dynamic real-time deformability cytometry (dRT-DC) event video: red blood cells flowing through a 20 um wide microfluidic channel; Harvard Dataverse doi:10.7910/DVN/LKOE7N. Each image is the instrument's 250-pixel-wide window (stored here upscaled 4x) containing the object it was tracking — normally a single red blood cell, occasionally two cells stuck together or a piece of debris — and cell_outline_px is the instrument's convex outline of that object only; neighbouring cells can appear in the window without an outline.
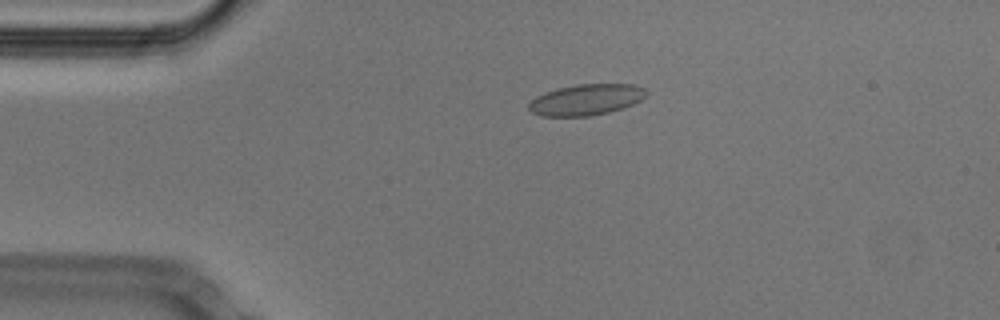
{"species": "Egyptian fruit bat (a non-hibernating species)", "species_latin": "Rousettus aegyptiacus", "temperature_condition": "cold", "stored_images_in_passage": 53, "camera_frame_rate_fps": 3000, "um_per_image_px": 0.085, "animal": {"sex": "male"}, "frame": {"image": 1, "passage_image": 11, "time_ms": 3.333, "image_size_px": [1000, 320], "cell_outline_px": [[648, 92], [640, 100], [624, 108], [608, 112], [588, 116], [540, 116], [532, 112], [528, 108], [528, 104], [536, 96], [544, 92], [576, 84], [636, 84], [644, 88]], "centroid_in_image_um": [49.82, 8.47], "position_along_channel_um": 35.2, "area_um2": 21.21}}
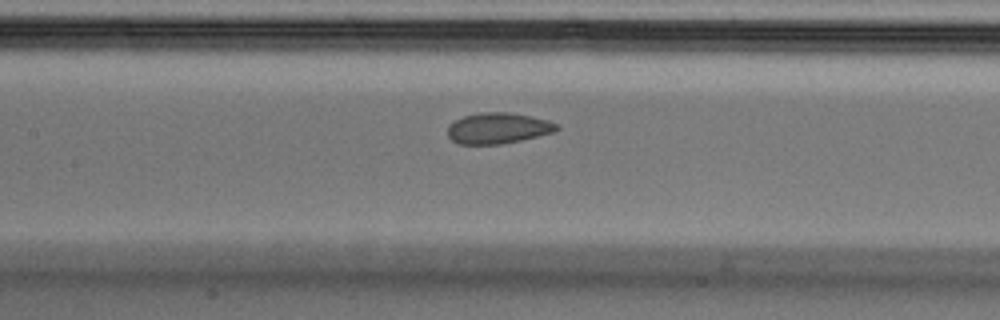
{"frame": {"image": 2, "passage_image": 24, "time_ms": 7.667, "image_size_px": [1000, 320], "cell_outline_px": [[560, 128], [552, 132], [520, 140], [500, 144], [460, 144], [452, 140], [448, 136], [448, 124], [464, 116], [480, 112], [508, 112], [548, 120], [556, 124]], "centroid_in_image_um": [42.29, 10.89], "position_along_channel_um": 165.1, "area_um2": 19.36}}
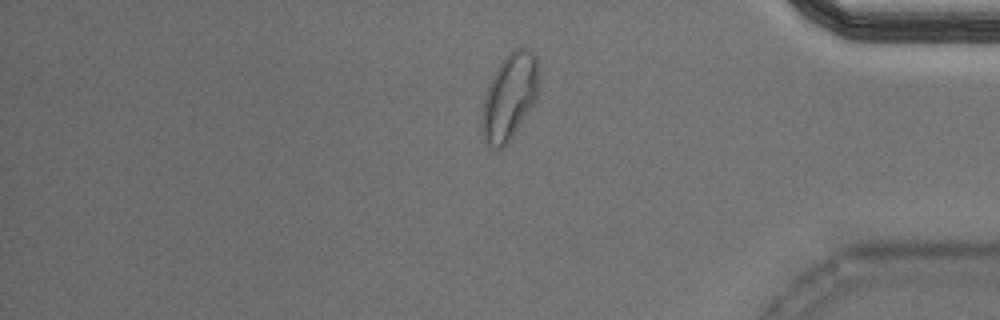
{"frame": {"image": 3, "passage_image": 44, "time_ms": 14.333, "image_size_px": [1000, 320], "cell_outline_px": [[540, 64], [536, 96], [532, 104], [512, 136], [500, 148], [492, 148], [484, 140], [480, 132], [480, 112], [484, 96], [488, 84], [496, 68], [504, 56], [512, 48], [524, 48], [532, 52], [536, 56]], "centroid_in_image_um": [43.26, 8.17], "position_along_channel_um": 391.9, "area_um2": 28.73}, "authors_computed_cell_mechanics": {"area_um2": 20.8658, "velocity_mm_per_s": 3.7796, "shape_relaxation_time_tau1_ms": 9.352, "shape_relaxation_time_tau2_ms": 0.9864, "deformation_change_tau1": 0.1506, "deformation_change_tau2": 0.048}}